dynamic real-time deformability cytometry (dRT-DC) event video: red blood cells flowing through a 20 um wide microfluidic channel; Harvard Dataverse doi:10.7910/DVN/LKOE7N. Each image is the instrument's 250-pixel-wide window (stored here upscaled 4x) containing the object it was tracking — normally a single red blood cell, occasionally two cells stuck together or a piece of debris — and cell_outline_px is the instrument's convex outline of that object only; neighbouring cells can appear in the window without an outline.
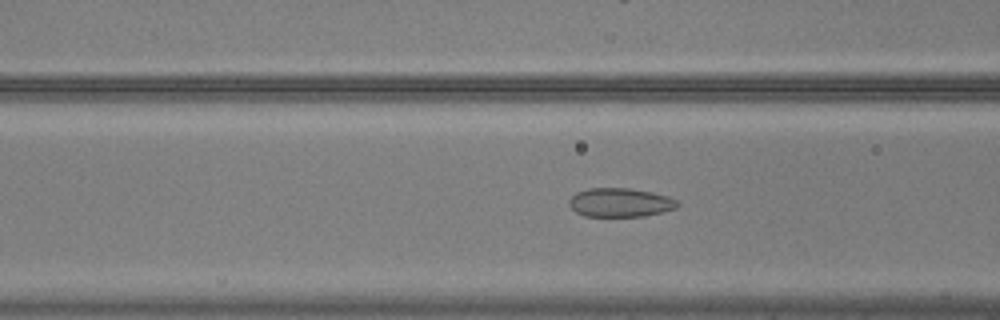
{"species": "common noctule bat (a hibernating species)", "species_latin": "Nyctalus noctula", "temperature_condition": "warm", "stored_images_in_passage": 56, "camera_frame_rate_fps": 3000, "um_per_image_px": 0.085, "animal": {"sex": "male", "body_mass_g": 20.5, "forearm_length_mm": 52.5}, "frame": {"image": 1, "passage_image": 23, "time_ms": 7.333, "image_size_px": [1000, 320], "cell_outline_px": [[680, 204], [676, 208], [644, 216], [584, 216], [576, 212], [568, 204], [568, 200], [576, 192], [588, 188], [628, 188], [652, 192], [668, 196], [676, 200]], "centroid_in_image_um": [52.69, 17.21], "position_along_channel_um": 113.9, "area_um2": 18.21}}
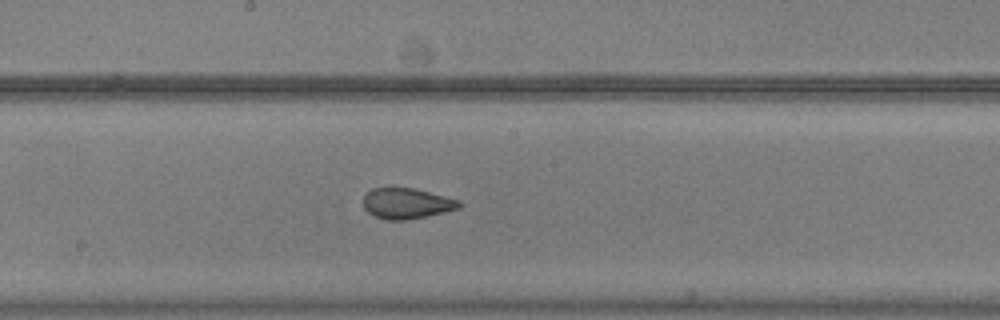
{"frame": {"image": 2, "passage_image": 31, "time_ms": 10.0, "image_size_px": [1000, 320], "cell_outline_px": [[464, 204], [460, 208], [444, 212], [404, 220], [388, 220], [372, 216], [364, 208], [364, 196], [372, 188], [416, 188], [460, 200]], "centroid_in_image_um": [34.59, 17.29], "position_along_channel_um": 213.6, "area_um2": 17.17}}
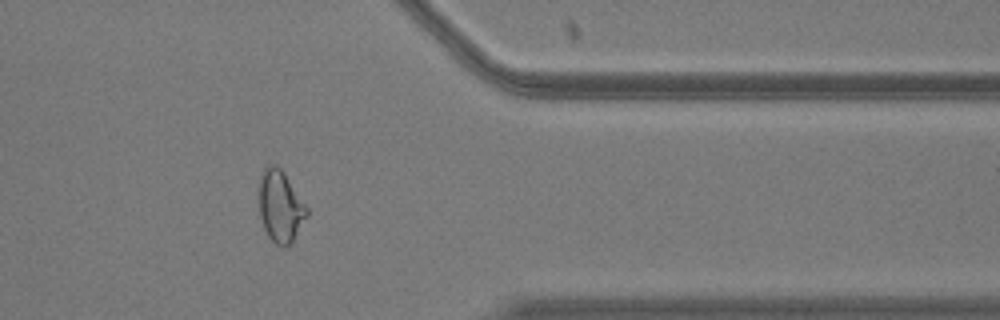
{"frame": {"image": 3, "passage_image": 46, "time_ms": 15.0, "image_size_px": [1000, 320], "cell_outline_px": [[308, 216], [292, 240], [284, 248], [276, 244], [268, 236], [264, 228], [260, 216], [260, 176], [264, 168], [268, 164], [276, 164], [284, 172], [308, 208]], "centroid_in_image_um": [23.84, 17.52], "position_along_channel_um": 387.6, "area_um2": 19.77}, "authors_computed_cell_mechanics": {"area_um2": 20.23, "velocity_mm_per_s": 3.7248, "shape_relaxation_time_tau1_ms": null, "shape_relaxation_time_tau2_ms": 1.1948, "deformation_change_tau1": null, "deformation_change_tau2": 0.0712}}